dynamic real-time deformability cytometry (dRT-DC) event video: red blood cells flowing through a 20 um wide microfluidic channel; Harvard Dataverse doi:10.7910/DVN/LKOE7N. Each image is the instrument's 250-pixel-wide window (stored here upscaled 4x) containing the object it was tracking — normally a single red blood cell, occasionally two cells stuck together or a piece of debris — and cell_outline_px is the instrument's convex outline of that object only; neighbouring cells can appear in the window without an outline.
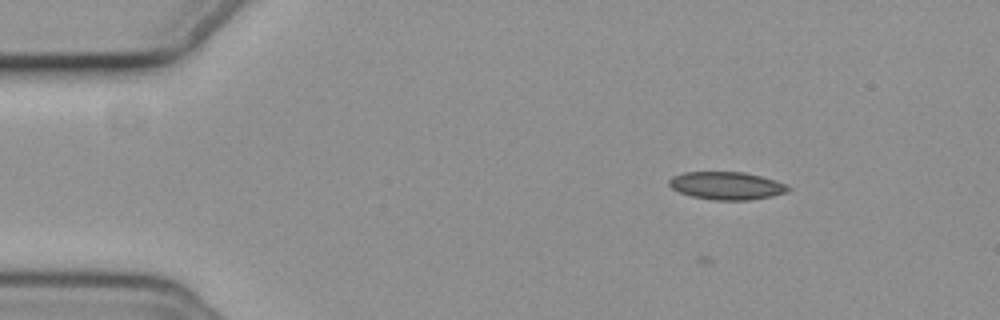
{"species": "common noctule bat (a hibernating species)", "species_latin": "Nyctalus noctula", "temperature_condition": "cold", "stored_images_in_passage": 56, "camera_frame_rate_fps": 3000, "um_per_image_px": 0.085, "animal": {"sex": "female", "body_mass_g": 19.3, "forearm_length_mm": 54.1}, "frame": {"image": 1, "passage_image": 7, "time_ms": 2.0, "image_size_px": [1000, 320], "cell_outline_px": [[792, 188], [788, 192], [772, 196], [748, 200], [716, 200], [692, 196], [680, 192], [672, 188], [668, 184], [668, 180], [672, 176], [684, 172], [744, 172], [776, 180], [788, 184]], "centroid_in_image_um": [61.8, 15.78], "position_along_channel_um": 23.2, "area_um2": 19.36}}
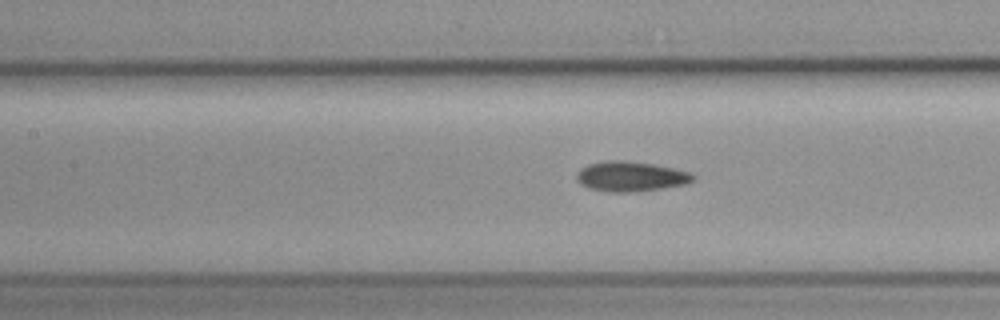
{"frame": {"image": 2, "passage_image": 24, "time_ms": 7.667, "image_size_px": [1000, 320], "cell_outline_px": [[696, 176], [692, 180], [684, 184], [660, 188], [632, 192], [608, 192], [588, 188], [580, 184], [576, 180], [576, 172], [580, 168], [588, 164], [608, 160], [620, 160], [656, 164], [692, 172]], "centroid_in_image_um": [53.57, 14.99], "position_along_channel_um": 153.8, "area_um2": 20.46}}
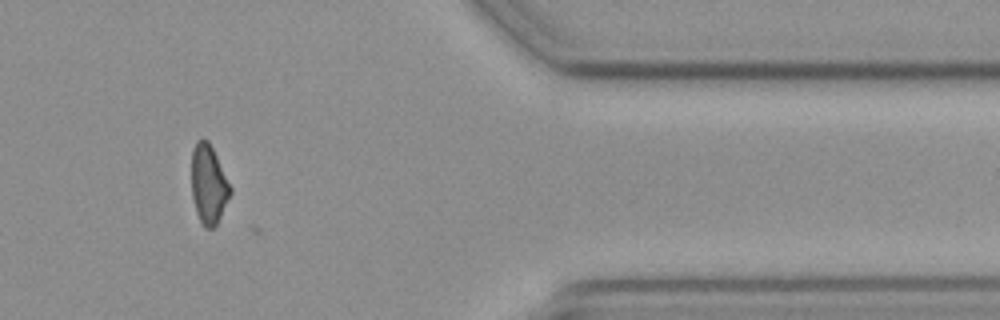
{"frame": {"image": 3, "passage_image": 46, "time_ms": 15.0, "image_size_px": [1000, 320], "cell_outline_px": [[232, 192], [216, 224], [212, 228], [204, 228], [200, 224], [196, 212], [192, 196], [192, 148], [196, 140], [208, 140], [232, 188]], "centroid_in_image_um": [17.72, 15.69], "position_along_channel_um": 393.7, "area_um2": 17.74}, "authors_computed_cell_mechanics": {"area_um2": 18.6694, "velocity_mm_per_s": 3.6707, "shape_relaxation_time_tau1_ms": null, "shape_relaxation_time_tau2_ms": 8.0936, "deformation_change_tau1": null, "deformation_change_tau2": 0.114}}